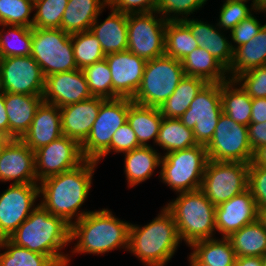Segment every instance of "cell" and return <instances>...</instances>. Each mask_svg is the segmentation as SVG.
<instances>
[{
  "instance_id": "obj_1",
  "label": "cell",
  "mask_w": 266,
  "mask_h": 266,
  "mask_svg": "<svg viewBox=\"0 0 266 266\" xmlns=\"http://www.w3.org/2000/svg\"><path fill=\"white\" fill-rule=\"evenodd\" d=\"M97 164L96 161L85 160L70 171L40 181L39 197H43L40 204L52 215L63 218L70 225L91 212H82L79 209L89 195Z\"/></svg>"
},
{
  "instance_id": "obj_2",
  "label": "cell",
  "mask_w": 266,
  "mask_h": 266,
  "mask_svg": "<svg viewBox=\"0 0 266 266\" xmlns=\"http://www.w3.org/2000/svg\"><path fill=\"white\" fill-rule=\"evenodd\" d=\"M70 233V224L39 203L8 239L16 246L48 256L57 266H68L70 258L61 250L71 243Z\"/></svg>"
},
{
  "instance_id": "obj_3",
  "label": "cell",
  "mask_w": 266,
  "mask_h": 266,
  "mask_svg": "<svg viewBox=\"0 0 266 266\" xmlns=\"http://www.w3.org/2000/svg\"><path fill=\"white\" fill-rule=\"evenodd\" d=\"M130 224L108 209L91 211L71 225V242L78 239L71 252L98 255L117 248L128 251Z\"/></svg>"
},
{
  "instance_id": "obj_4",
  "label": "cell",
  "mask_w": 266,
  "mask_h": 266,
  "mask_svg": "<svg viewBox=\"0 0 266 266\" xmlns=\"http://www.w3.org/2000/svg\"><path fill=\"white\" fill-rule=\"evenodd\" d=\"M130 224L128 251L146 266H165L181 243L172 214L163 207L149 224Z\"/></svg>"
},
{
  "instance_id": "obj_5",
  "label": "cell",
  "mask_w": 266,
  "mask_h": 266,
  "mask_svg": "<svg viewBox=\"0 0 266 266\" xmlns=\"http://www.w3.org/2000/svg\"><path fill=\"white\" fill-rule=\"evenodd\" d=\"M164 207L174 218L181 242L185 241L188 247L196 241L214 237L216 206L201 189L181 192Z\"/></svg>"
},
{
  "instance_id": "obj_6",
  "label": "cell",
  "mask_w": 266,
  "mask_h": 266,
  "mask_svg": "<svg viewBox=\"0 0 266 266\" xmlns=\"http://www.w3.org/2000/svg\"><path fill=\"white\" fill-rule=\"evenodd\" d=\"M207 161L203 145L165 153L161 157L159 177L176 194L201 189Z\"/></svg>"
},
{
  "instance_id": "obj_7",
  "label": "cell",
  "mask_w": 266,
  "mask_h": 266,
  "mask_svg": "<svg viewBox=\"0 0 266 266\" xmlns=\"http://www.w3.org/2000/svg\"><path fill=\"white\" fill-rule=\"evenodd\" d=\"M185 73L181 61L163 55L146 62L142 82L132 101L159 108L174 92Z\"/></svg>"
},
{
  "instance_id": "obj_8",
  "label": "cell",
  "mask_w": 266,
  "mask_h": 266,
  "mask_svg": "<svg viewBox=\"0 0 266 266\" xmlns=\"http://www.w3.org/2000/svg\"><path fill=\"white\" fill-rule=\"evenodd\" d=\"M31 56L45 77L78 69L71 34L61 28H32Z\"/></svg>"
},
{
  "instance_id": "obj_9",
  "label": "cell",
  "mask_w": 266,
  "mask_h": 266,
  "mask_svg": "<svg viewBox=\"0 0 266 266\" xmlns=\"http://www.w3.org/2000/svg\"><path fill=\"white\" fill-rule=\"evenodd\" d=\"M128 110V98L105 99L101 103L92 129L81 144V152L85 160L98 163L102 157L110 153L112 136L127 122Z\"/></svg>"
},
{
  "instance_id": "obj_10",
  "label": "cell",
  "mask_w": 266,
  "mask_h": 266,
  "mask_svg": "<svg viewBox=\"0 0 266 266\" xmlns=\"http://www.w3.org/2000/svg\"><path fill=\"white\" fill-rule=\"evenodd\" d=\"M206 151L208 160L249 164L253 150L249 143L248 126L235 122L222 112Z\"/></svg>"
},
{
  "instance_id": "obj_11",
  "label": "cell",
  "mask_w": 266,
  "mask_h": 266,
  "mask_svg": "<svg viewBox=\"0 0 266 266\" xmlns=\"http://www.w3.org/2000/svg\"><path fill=\"white\" fill-rule=\"evenodd\" d=\"M248 167L243 162L208 160L201 190L214 205L230 200L248 188Z\"/></svg>"
},
{
  "instance_id": "obj_12",
  "label": "cell",
  "mask_w": 266,
  "mask_h": 266,
  "mask_svg": "<svg viewBox=\"0 0 266 266\" xmlns=\"http://www.w3.org/2000/svg\"><path fill=\"white\" fill-rule=\"evenodd\" d=\"M221 114V83H207L180 120L193 130L197 144L206 147L214 135Z\"/></svg>"
},
{
  "instance_id": "obj_13",
  "label": "cell",
  "mask_w": 266,
  "mask_h": 266,
  "mask_svg": "<svg viewBox=\"0 0 266 266\" xmlns=\"http://www.w3.org/2000/svg\"><path fill=\"white\" fill-rule=\"evenodd\" d=\"M156 14V11L128 14L127 50L146 61L165 55L167 21Z\"/></svg>"
},
{
  "instance_id": "obj_14",
  "label": "cell",
  "mask_w": 266,
  "mask_h": 266,
  "mask_svg": "<svg viewBox=\"0 0 266 266\" xmlns=\"http://www.w3.org/2000/svg\"><path fill=\"white\" fill-rule=\"evenodd\" d=\"M45 76L32 56L0 58V91L43 96Z\"/></svg>"
},
{
  "instance_id": "obj_15",
  "label": "cell",
  "mask_w": 266,
  "mask_h": 266,
  "mask_svg": "<svg viewBox=\"0 0 266 266\" xmlns=\"http://www.w3.org/2000/svg\"><path fill=\"white\" fill-rule=\"evenodd\" d=\"M34 153L38 183L48 177L70 171L85 161L81 145L67 136H61Z\"/></svg>"
},
{
  "instance_id": "obj_16",
  "label": "cell",
  "mask_w": 266,
  "mask_h": 266,
  "mask_svg": "<svg viewBox=\"0 0 266 266\" xmlns=\"http://www.w3.org/2000/svg\"><path fill=\"white\" fill-rule=\"evenodd\" d=\"M39 195V184H11L0 195V239L8 238L28 218Z\"/></svg>"
},
{
  "instance_id": "obj_17",
  "label": "cell",
  "mask_w": 266,
  "mask_h": 266,
  "mask_svg": "<svg viewBox=\"0 0 266 266\" xmlns=\"http://www.w3.org/2000/svg\"><path fill=\"white\" fill-rule=\"evenodd\" d=\"M105 59L112 76V99H133L141 85L147 61L128 50L109 53Z\"/></svg>"
},
{
  "instance_id": "obj_18",
  "label": "cell",
  "mask_w": 266,
  "mask_h": 266,
  "mask_svg": "<svg viewBox=\"0 0 266 266\" xmlns=\"http://www.w3.org/2000/svg\"><path fill=\"white\" fill-rule=\"evenodd\" d=\"M43 101L59 108L92 98L87 80L80 69L45 77Z\"/></svg>"
},
{
  "instance_id": "obj_19",
  "label": "cell",
  "mask_w": 266,
  "mask_h": 266,
  "mask_svg": "<svg viewBox=\"0 0 266 266\" xmlns=\"http://www.w3.org/2000/svg\"><path fill=\"white\" fill-rule=\"evenodd\" d=\"M12 184H39L35 153L21 139H12L0 157V181Z\"/></svg>"
},
{
  "instance_id": "obj_20",
  "label": "cell",
  "mask_w": 266,
  "mask_h": 266,
  "mask_svg": "<svg viewBox=\"0 0 266 266\" xmlns=\"http://www.w3.org/2000/svg\"><path fill=\"white\" fill-rule=\"evenodd\" d=\"M257 216L258 208L256 202L251 190L247 188L230 200L216 206V231L221 233L222 237L227 238L243 226L255 222Z\"/></svg>"
},
{
  "instance_id": "obj_21",
  "label": "cell",
  "mask_w": 266,
  "mask_h": 266,
  "mask_svg": "<svg viewBox=\"0 0 266 266\" xmlns=\"http://www.w3.org/2000/svg\"><path fill=\"white\" fill-rule=\"evenodd\" d=\"M102 97L69 104L60 108L63 136L75 139L80 145L88 137L98 116Z\"/></svg>"
},
{
  "instance_id": "obj_22",
  "label": "cell",
  "mask_w": 266,
  "mask_h": 266,
  "mask_svg": "<svg viewBox=\"0 0 266 266\" xmlns=\"http://www.w3.org/2000/svg\"><path fill=\"white\" fill-rule=\"evenodd\" d=\"M61 136H63V132L60 108L54 104L42 101L36 109L29 130L21 140L32 151H36Z\"/></svg>"
},
{
  "instance_id": "obj_23",
  "label": "cell",
  "mask_w": 266,
  "mask_h": 266,
  "mask_svg": "<svg viewBox=\"0 0 266 266\" xmlns=\"http://www.w3.org/2000/svg\"><path fill=\"white\" fill-rule=\"evenodd\" d=\"M182 22L190 29L198 46L208 51L228 70L233 61L234 50L231 46L232 42L224 37L222 30L217 25L198 19L188 18Z\"/></svg>"
},
{
  "instance_id": "obj_24",
  "label": "cell",
  "mask_w": 266,
  "mask_h": 266,
  "mask_svg": "<svg viewBox=\"0 0 266 266\" xmlns=\"http://www.w3.org/2000/svg\"><path fill=\"white\" fill-rule=\"evenodd\" d=\"M42 96L5 92V108L9 120V137L21 139L29 130Z\"/></svg>"
},
{
  "instance_id": "obj_25",
  "label": "cell",
  "mask_w": 266,
  "mask_h": 266,
  "mask_svg": "<svg viewBox=\"0 0 266 266\" xmlns=\"http://www.w3.org/2000/svg\"><path fill=\"white\" fill-rule=\"evenodd\" d=\"M110 9L111 13L103 22L100 23L96 18L90 27L105 55L122 52L128 48V14Z\"/></svg>"
},
{
  "instance_id": "obj_26",
  "label": "cell",
  "mask_w": 266,
  "mask_h": 266,
  "mask_svg": "<svg viewBox=\"0 0 266 266\" xmlns=\"http://www.w3.org/2000/svg\"><path fill=\"white\" fill-rule=\"evenodd\" d=\"M107 0H69L61 21V29L69 34L90 30Z\"/></svg>"
},
{
  "instance_id": "obj_27",
  "label": "cell",
  "mask_w": 266,
  "mask_h": 266,
  "mask_svg": "<svg viewBox=\"0 0 266 266\" xmlns=\"http://www.w3.org/2000/svg\"><path fill=\"white\" fill-rule=\"evenodd\" d=\"M261 66H266V24L254 38L234 50L228 78L235 79L241 73Z\"/></svg>"
},
{
  "instance_id": "obj_28",
  "label": "cell",
  "mask_w": 266,
  "mask_h": 266,
  "mask_svg": "<svg viewBox=\"0 0 266 266\" xmlns=\"http://www.w3.org/2000/svg\"><path fill=\"white\" fill-rule=\"evenodd\" d=\"M125 154L124 169L128 187L138 186L152 175L156 167L160 166L162 155L152 146H140Z\"/></svg>"
},
{
  "instance_id": "obj_29",
  "label": "cell",
  "mask_w": 266,
  "mask_h": 266,
  "mask_svg": "<svg viewBox=\"0 0 266 266\" xmlns=\"http://www.w3.org/2000/svg\"><path fill=\"white\" fill-rule=\"evenodd\" d=\"M162 119L159 108L143 106L129 99L127 122L141 146H149L147 142L151 139L156 143Z\"/></svg>"
},
{
  "instance_id": "obj_30",
  "label": "cell",
  "mask_w": 266,
  "mask_h": 266,
  "mask_svg": "<svg viewBox=\"0 0 266 266\" xmlns=\"http://www.w3.org/2000/svg\"><path fill=\"white\" fill-rule=\"evenodd\" d=\"M181 63L185 76L200 77L208 83H222L229 79L227 69L204 48H196Z\"/></svg>"
},
{
  "instance_id": "obj_31",
  "label": "cell",
  "mask_w": 266,
  "mask_h": 266,
  "mask_svg": "<svg viewBox=\"0 0 266 266\" xmlns=\"http://www.w3.org/2000/svg\"><path fill=\"white\" fill-rule=\"evenodd\" d=\"M221 105L222 112L235 122L246 126L250 124L252 98L235 79H228L221 83Z\"/></svg>"
},
{
  "instance_id": "obj_32",
  "label": "cell",
  "mask_w": 266,
  "mask_h": 266,
  "mask_svg": "<svg viewBox=\"0 0 266 266\" xmlns=\"http://www.w3.org/2000/svg\"><path fill=\"white\" fill-rule=\"evenodd\" d=\"M207 83L200 77L184 76L173 94L159 107L162 117L180 119Z\"/></svg>"
},
{
  "instance_id": "obj_33",
  "label": "cell",
  "mask_w": 266,
  "mask_h": 266,
  "mask_svg": "<svg viewBox=\"0 0 266 266\" xmlns=\"http://www.w3.org/2000/svg\"><path fill=\"white\" fill-rule=\"evenodd\" d=\"M227 238L236 257H262L266 251V229L258 220L243 226Z\"/></svg>"
},
{
  "instance_id": "obj_34",
  "label": "cell",
  "mask_w": 266,
  "mask_h": 266,
  "mask_svg": "<svg viewBox=\"0 0 266 266\" xmlns=\"http://www.w3.org/2000/svg\"><path fill=\"white\" fill-rule=\"evenodd\" d=\"M156 145L170 153L198 145L192 129L187 128L180 119L163 118L160 124Z\"/></svg>"
},
{
  "instance_id": "obj_35",
  "label": "cell",
  "mask_w": 266,
  "mask_h": 266,
  "mask_svg": "<svg viewBox=\"0 0 266 266\" xmlns=\"http://www.w3.org/2000/svg\"><path fill=\"white\" fill-rule=\"evenodd\" d=\"M193 253L210 266H234L236 255L228 238H211L194 242Z\"/></svg>"
},
{
  "instance_id": "obj_36",
  "label": "cell",
  "mask_w": 266,
  "mask_h": 266,
  "mask_svg": "<svg viewBox=\"0 0 266 266\" xmlns=\"http://www.w3.org/2000/svg\"><path fill=\"white\" fill-rule=\"evenodd\" d=\"M196 39L182 21H167L165 28V55L182 61L198 48Z\"/></svg>"
},
{
  "instance_id": "obj_37",
  "label": "cell",
  "mask_w": 266,
  "mask_h": 266,
  "mask_svg": "<svg viewBox=\"0 0 266 266\" xmlns=\"http://www.w3.org/2000/svg\"><path fill=\"white\" fill-rule=\"evenodd\" d=\"M9 27L0 31V58L31 56L32 27L0 25Z\"/></svg>"
},
{
  "instance_id": "obj_38",
  "label": "cell",
  "mask_w": 266,
  "mask_h": 266,
  "mask_svg": "<svg viewBox=\"0 0 266 266\" xmlns=\"http://www.w3.org/2000/svg\"><path fill=\"white\" fill-rule=\"evenodd\" d=\"M0 249H5L0 266H57L48 256L16 246L8 238L0 239Z\"/></svg>"
},
{
  "instance_id": "obj_39",
  "label": "cell",
  "mask_w": 266,
  "mask_h": 266,
  "mask_svg": "<svg viewBox=\"0 0 266 266\" xmlns=\"http://www.w3.org/2000/svg\"><path fill=\"white\" fill-rule=\"evenodd\" d=\"M74 60L78 69L105 59L100 42L90 30L71 34Z\"/></svg>"
},
{
  "instance_id": "obj_40",
  "label": "cell",
  "mask_w": 266,
  "mask_h": 266,
  "mask_svg": "<svg viewBox=\"0 0 266 266\" xmlns=\"http://www.w3.org/2000/svg\"><path fill=\"white\" fill-rule=\"evenodd\" d=\"M82 72L92 96L112 99V76L106 59L83 68Z\"/></svg>"
},
{
  "instance_id": "obj_41",
  "label": "cell",
  "mask_w": 266,
  "mask_h": 266,
  "mask_svg": "<svg viewBox=\"0 0 266 266\" xmlns=\"http://www.w3.org/2000/svg\"><path fill=\"white\" fill-rule=\"evenodd\" d=\"M69 0H34L32 28H61V21Z\"/></svg>"
},
{
  "instance_id": "obj_42",
  "label": "cell",
  "mask_w": 266,
  "mask_h": 266,
  "mask_svg": "<svg viewBox=\"0 0 266 266\" xmlns=\"http://www.w3.org/2000/svg\"><path fill=\"white\" fill-rule=\"evenodd\" d=\"M34 0H0V25L32 27Z\"/></svg>"
},
{
  "instance_id": "obj_43",
  "label": "cell",
  "mask_w": 266,
  "mask_h": 266,
  "mask_svg": "<svg viewBox=\"0 0 266 266\" xmlns=\"http://www.w3.org/2000/svg\"><path fill=\"white\" fill-rule=\"evenodd\" d=\"M208 0H158L156 12L166 21H183ZM171 13V14H170ZM181 16V17H180Z\"/></svg>"
},
{
  "instance_id": "obj_44",
  "label": "cell",
  "mask_w": 266,
  "mask_h": 266,
  "mask_svg": "<svg viewBox=\"0 0 266 266\" xmlns=\"http://www.w3.org/2000/svg\"><path fill=\"white\" fill-rule=\"evenodd\" d=\"M255 7L249 8L247 1L243 0H225L220 8V15L216 25L224 31L232 30L242 20L252 14Z\"/></svg>"
},
{
  "instance_id": "obj_45",
  "label": "cell",
  "mask_w": 266,
  "mask_h": 266,
  "mask_svg": "<svg viewBox=\"0 0 266 266\" xmlns=\"http://www.w3.org/2000/svg\"><path fill=\"white\" fill-rule=\"evenodd\" d=\"M252 98H266V66L250 69L235 78Z\"/></svg>"
},
{
  "instance_id": "obj_46",
  "label": "cell",
  "mask_w": 266,
  "mask_h": 266,
  "mask_svg": "<svg viewBox=\"0 0 266 266\" xmlns=\"http://www.w3.org/2000/svg\"><path fill=\"white\" fill-rule=\"evenodd\" d=\"M248 188L256 202L257 208H266V167L249 165Z\"/></svg>"
},
{
  "instance_id": "obj_47",
  "label": "cell",
  "mask_w": 266,
  "mask_h": 266,
  "mask_svg": "<svg viewBox=\"0 0 266 266\" xmlns=\"http://www.w3.org/2000/svg\"><path fill=\"white\" fill-rule=\"evenodd\" d=\"M253 14L242 20L230 31L231 41L236 43L235 46L231 44L233 50L254 38L264 26Z\"/></svg>"
},
{
  "instance_id": "obj_48",
  "label": "cell",
  "mask_w": 266,
  "mask_h": 266,
  "mask_svg": "<svg viewBox=\"0 0 266 266\" xmlns=\"http://www.w3.org/2000/svg\"><path fill=\"white\" fill-rule=\"evenodd\" d=\"M136 133L132 130L128 122L119 127L112 136L110 152L126 153L140 147Z\"/></svg>"
},
{
  "instance_id": "obj_49",
  "label": "cell",
  "mask_w": 266,
  "mask_h": 266,
  "mask_svg": "<svg viewBox=\"0 0 266 266\" xmlns=\"http://www.w3.org/2000/svg\"><path fill=\"white\" fill-rule=\"evenodd\" d=\"M108 7L123 12L149 13L156 10L158 0H107Z\"/></svg>"
},
{
  "instance_id": "obj_50",
  "label": "cell",
  "mask_w": 266,
  "mask_h": 266,
  "mask_svg": "<svg viewBox=\"0 0 266 266\" xmlns=\"http://www.w3.org/2000/svg\"><path fill=\"white\" fill-rule=\"evenodd\" d=\"M249 143L252 150L266 144V121L248 125Z\"/></svg>"
},
{
  "instance_id": "obj_51",
  "label": "cell",
  "mask_w": 266,
  "mask_h": 266,
  "mask_svg": "<svg viewBox=\"0 0 266 266\" xmlns=\"http://www.w3.org/2000/svg\"><path fill=\"white\" fill-rule=\"evenodd\" d=\"M266 121V98L252 99L250 123H264Z\"/></svg>"
},
{
  "instance_id": "obj_52",
  "label": "cell",
  "mask_w": 266,
  "mask_h": 266,
  "mask_svg": "<svg viewBox=\"0 0 266 266\" xmlns=\"http://www.w3.org/2000/svg\"><path fill=\"white\" fill-rule=\"evenodd\" d=\"M0 133L9 137V120L5 108V92L0 91Z\"/></svg>"
},
{
  "instance_id": "obj_53",
  "label": "cell",
  "mask_w": 266,
  "mask_h": 266,
  "mask_svg": "<svg viewBox=\"0 0 266 266\" xmlns=\"http://www.w3.org/2000/svg\"><path fill=\"white\" fill-rule=\"evenodd\" d=\"M234 266H264V261L258 256L236 257Z\"/></svg>"
},
{
  "instance_id": "obj_54",
  "label": "cell",
  "mask_w": 266,
  "mask_h": 266,
  "mask_svg": "<svg viewBox=\"0 0 266 266\" xmlns=\"http://www.w3.org/2000/svg\"><path fill=\"white\" fill-rule=\"evenodd\" d=\"M249 165H259L266 167V144L253 151L252 161Z\"/></svg>"
},
{
  "instance_id": "obj_55",
  "label": "cell",
  "mask_w": 266,
  "mask_h": 266,
  "mask_svg": "<svg viewBox=\"0 0 266 266\" xmlns=\"http://www.w3.org/2000/svg\"><path fill=\"white\" fill-rule=\"evenodd\" d=\"M188 259L190 266H210L202 262L193 252L189 255Z\"/></svg>"
},
{
  "instance_id": "obj_56",
  "label": "cell",
  "mask_w": 266,
  "mask_h": 266,
  "mask_svg": "<svg viewBox=\"0 0 266 266\" xmlns=\"http://www.w3.org/2000/svg\"><path fill=\"white\" fill-rule=\"evenodd\" d=\"M257 220L266 229V208H258Z\"/></svg>"
},
{
  "instance_id": "obj_57",
  "label": "cell",
  "mask_w": 266,
  "mask_h": 266,
  "mask_svg": "<svg viewBox=\"0 0 266 266\" xmlns=\"http://www.w3.org/2000/svg\"><path fill=\"white\" fill-rule=\"evenodd\" d=\"M12 139L4 134L0 133V157L2 154L3 149L6 147V145L11 141Z\"/></svg>"
},
{
  "instance_id": "obj_58",
  "label": "cell",
  "mask_w": 266,
  "mask_h": 266,
  "mask_svg": "<svg viewBox=\"0 0 266 266\" xmlns=\"http://www.w3.org/2000/svg\"><path fill=\"white\" fill-rule=\"evenodd\" d=\"M254 12H266V0H259V2L255 6Z\"/></svg>"
},
{
  "instance_id": "obj_59",
  "label": "cell",
  "mask_w": 266,
  "mask_h": 266,
  "mask_svg": "<svg viewBox=\"0 0 266 266\" xmlns=\"http://www.w3.org/2000/svg\"><path fill=\"white\" fill-rule=\"evenodd\" d=\"M249 2L250 0H243ZM253 3H251V7H255L256 4L259 2V0H252Z\"/></svg>"
},
{
  "instance_id": "obj_60",
  "label": "cell",
  "mask_w": 266,
  "mask_h": 266,
  "mask_svg": "<svg viewBox=\"0 0 266 266\" xmlns=\"http://www.w3.org/2000/svg\"><path fill=\"white\" fill-rule=\"evenodd\" d=\"M263 261H264V266H266V251H265V253L263 254Z\"/></svg>"
}]
</instances>
